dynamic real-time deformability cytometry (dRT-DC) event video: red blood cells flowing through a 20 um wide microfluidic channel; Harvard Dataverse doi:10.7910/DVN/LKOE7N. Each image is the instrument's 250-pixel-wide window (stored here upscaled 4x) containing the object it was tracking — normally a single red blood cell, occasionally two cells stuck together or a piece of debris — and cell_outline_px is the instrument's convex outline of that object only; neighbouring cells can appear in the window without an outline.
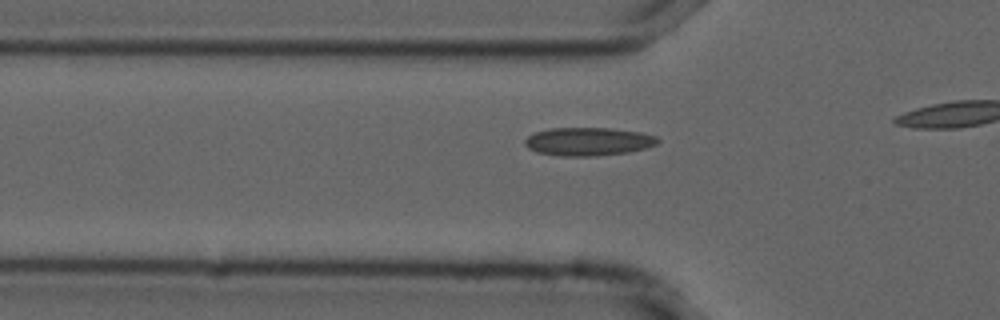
{"species": "common noctule bat (a hibernating species)", "species_latin": "Nyctalus noctula", "temperature_condition": "cold", "stored_images_in_passage": 12, "camera_frame_rate_fps": 3000, "um_per_image_px": 0.085, "animal": {"sex": "male", "forearm_length_mm": 52.5}, "frame": {"image": 1, "passage_image": 6, "time_ms": 1.667, "image_size_px": [1000, 320], "cell_outline_px": [[660, 140], [656, 144], [644, 148], [628, 152], [596, 156], [560, 156], [536, 152], [528, 148], [524, 144], [524, 140], [528, 136], [536, 132], [552, 128], [612, 128], [640, 132], [656, 136]], "centroid_in_image_um": [49.99, 12.03], "position_along_channel_um": 75.8, "area_um2": 21.85}}
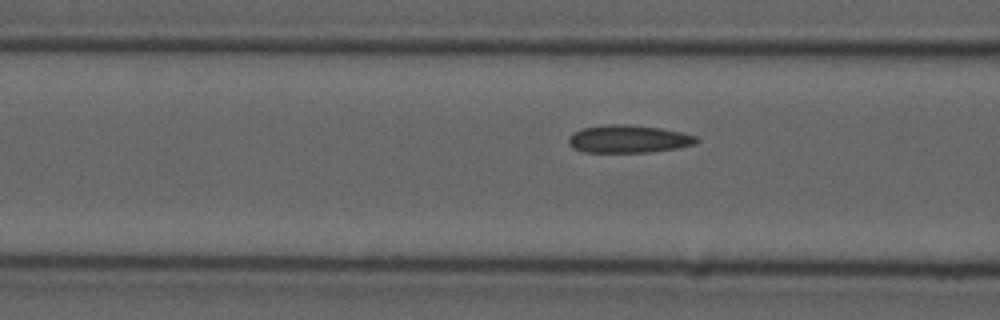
{"frame": {"image": 2, "passage_image": 9, "time_ms": 2.667, "image_size_px": [1000, 320], "cell_outline_px": [[700, 140], [696, 144], [676, 148], [648, 152], [584, 152], [572, 148], [568, 144], [568, 136], [572, 132], [584, 128], [608, 124], [628, 124], [660, 128], [680, 132], [696, 136]], "centroid_in_image_um": [53.39, 11.81], "position_along_channel_um": 113.2, "area_um2": 20.75}}